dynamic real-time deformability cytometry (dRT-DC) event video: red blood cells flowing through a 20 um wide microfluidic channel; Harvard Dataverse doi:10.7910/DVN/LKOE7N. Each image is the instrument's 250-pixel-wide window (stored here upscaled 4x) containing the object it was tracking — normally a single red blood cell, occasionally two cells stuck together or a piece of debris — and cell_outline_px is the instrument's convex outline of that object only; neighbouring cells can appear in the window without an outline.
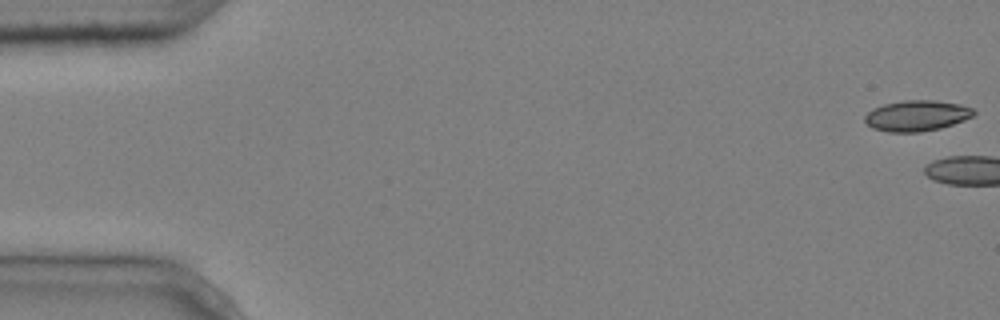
{"species": "common noctule bat (a hibernating species)", "species_latin": "Nyctalus noctula", "temperature_condition": "cold", "stored_images_in_passage": 6, "camera_frame_rate_fps": 3000, "um_per_image_px": 0.085, "animal": {"sex": "male", "body_mass_g": 20.4}, "frame": {"image": 1, "passage_image": 1, "time_ms": 0.0, "image_size_px": [1000, 320], "cell_outline_px": [[976, 112], [972, 116], [964, 120], [940, 128], [920, 132], [888, 132], [872, 128], [864, 120], [864, 116], [872, 108], [884, 104], [904, 100], [932, 100], [960, 104], [972, 108]], "centroid_in_image_um": [77.9, 9.83], "position_along_channel_um": 7.1, "area_um2": 19.48}}